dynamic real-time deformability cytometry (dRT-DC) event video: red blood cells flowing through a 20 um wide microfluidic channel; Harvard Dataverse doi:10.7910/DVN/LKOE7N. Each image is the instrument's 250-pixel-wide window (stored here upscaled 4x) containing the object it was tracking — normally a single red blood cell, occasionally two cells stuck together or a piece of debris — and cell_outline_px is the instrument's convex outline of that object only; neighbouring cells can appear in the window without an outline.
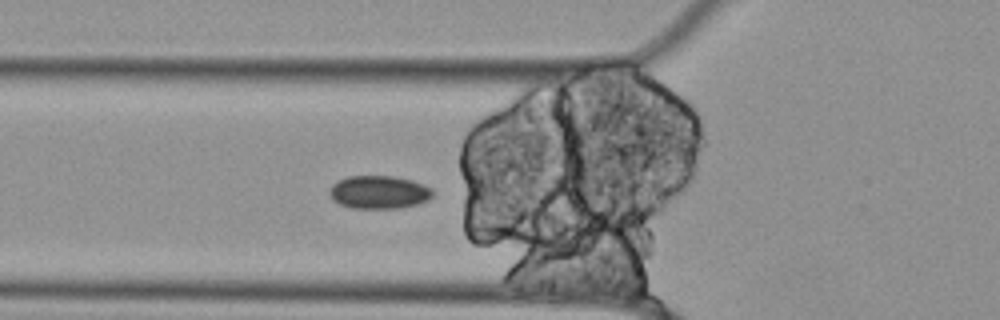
{"species": "Egyptian fruit bat (a non-hibernating species)", "species_latin": "Rousettus aegyptiacus", "temperature_condition": "cold", "stored_images_in_passage": 39, "camera_frame_rate_fps": 3000, "um_per_image_px": 0.085, "animal": {"sex": "female"}, "frame": {"image": 1, "passage_image": 2, "time_ms": 0.333, "image_size_px": [1000, 320], "cell_outline_px": [[432, 196], [428, 200], [420, 204], [400, 208], [352, 208], [340, 204], [332, 200], [328, 192], [332, 184], [348, 176], [392, 176], [412, 180], [424, 184], [432, 188]], "centroid_in_image_um": [32.22, 16.34], "position_along_channel_um": 93.6, "area_um2": 20.06}}
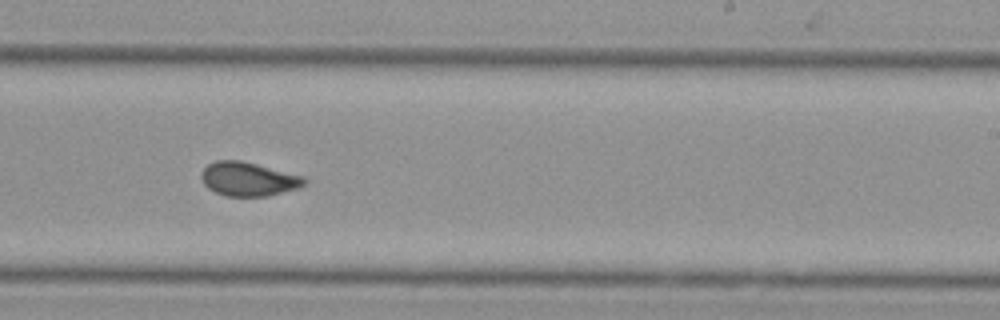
{"frame": {"image": 2, "passage_image": 17, "time_ms": 5.333, "image_size_px": [1000, 320], "cell_outline_px": [[308, 180], [300, 188], [268, 196], [224, 196], [208, 188], [204, 184], [200, 176], [200, 172], [208, 164], [216, 160], [240, 160], [304, 176]], "centroid_in_image_um": [21.11, 15.22], "position_along_channel_um": 267.9, "area_um2": 20.46}}
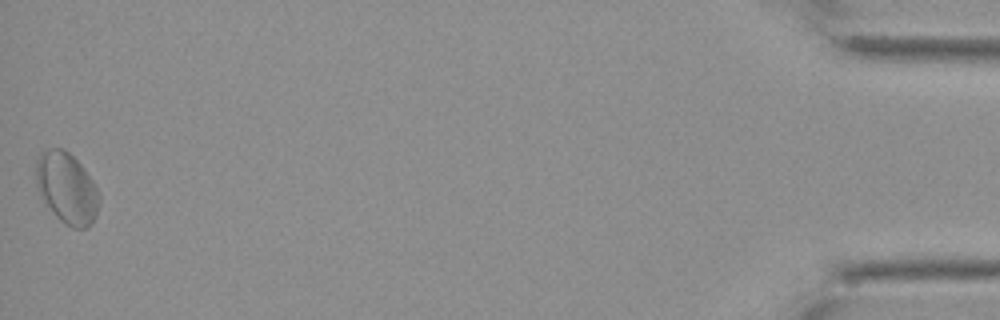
{"frame": {"image": 3, "passage_image": 39, "time_ms": 12.667, "image_size_px": [1000, 320], "cell_outline_px": [[100, 200], [96, 216], [92, 224], [88, 228], [72, 228], [64, 224], [44, 204], [36, 188], [36, 160], [40, 152], [48, 148], [64, 148], [80, 164], [92, 180], [100, 196]], "centroid_in_image_um": [5.65, 16.0], "position_along_channel_um": 429.5, "area_um2": 26.47}}